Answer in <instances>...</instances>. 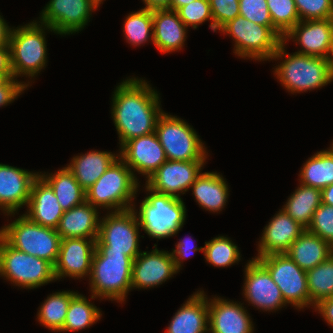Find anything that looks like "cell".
<instances>
[{"mask_svg":"<svg viewBox=\"0 0 333 333\" xmlns=\"http://www.w3.org/2000/svg\"><path fill=\"white\" fill-rule=\"evenodd\" d=\"M300 21L332 19L333 0H294Z\"/></svg>","mask_w":333,"mask_h":333,"instance_id":"obj_41","label":"cell"},{"mask_svg":"<svg viewBox=\"0 0 333 333\" xmlns=\"http://www.w3.org/2000/svg\"><path fill=\"white\" fill-rule=\"evenodd\" d=\"M273 26L284 36L300 21L294 0H266Z\"/></svg>","mask_w":333,"mask_h":333,"instance_id":"obj_38","label":"cell"},{"mask_svg":"<svg viewBox=\"0 0 333 333\" xmlns=\"http://www.w3.org/2000/svg\"><path fill=\"white\" fill-rule=\"evenodd\" d=\"M44 9L40 16L44 28L66 35L83 29L97 6L92 0H50Z\"/></svg>","mask_w":333,"mask_h":333,"instance_id":"obj_13","label":"cell"},{"mask_svg":"<svg viewBox=\"0 0 333 333\" xmlns=\"http://www.w3.org/2000/svg\"><path fill=\"white\" fill-rule=\"evenodd\" d=\"M146 190L151 194L142 201L137 216L142 230L157 239L177 234L186 218L183 200L155 192L147 186Z\"/></svg>","mask_w":333,"mask_h":333,"instance_id":"obj_6","label":"cell"},{"mask_svg":"<svg viewBox=\"0 0 333 333\" xmlns=\"http://www.w3.org/2000/svg\"><path fill=\"white\" fill-rule=\"evenodd\" d=\"M179 18L188 27L194 29L206 20H211L210 28L214 31V19L209 0H196L176 10Z\"/></svg>","mask_w":333,"mask_h":333,"instance_id":"obj_39","label":"cell"},{"mask_svg":"<svg viewBox=\"0 0 333 333\" xmlns=\"http://www.w3.org/2000/svg\"><path fill=\"white\" fill-rule=\"evenodd\" d=\"M120 158L148 179L166 160L156 133L132 138L121 146Z\"/></svg>","mask_w":333,"mask_h":333,"instance_id":"obj_18","label":"cell"},{"mask_svg":"<svg viewBox=\"0 0 333 333\" xmlns=\"http://www.w3.org/2000/svg\"><path fill=\"white\" fill-rule=\"evenodd\" d=\"M195 200L204 209L217 212L225 206L228 198V185L223 177L214 172L200 174L191 185Z\"/></svg>","mask_w":333,"mask_h":333,"instance_id":"obj_29","label":"cell"},{"mask_svg":"<svg viewBox=\"0 0 333 333\" xmlns=\"http://www.w3.org/2000/svg\"><path fill=\"white\" fill-rule=\"evenodd\" d=\"M138 227L137 212L133 208L110 213L100 221L96 250L124 253L134 260L141 253Z\"/></svg>","mask_w":333,"mask_h":333,"instance_id":"obj_10","label":"cell"},{"mask_svg":"<svg viewBox=\"0 0 333 333\" xmlns=\"http://www.w3.org/2000/svg\"><path fill=\"white\" fill-rule=\"evenodd\" d=\"M306 230L327 241L333 247V206L321 203Z\"/></svg>","mask_w":333,"mask_h":333,"instance_id":"obj_40","label":"cell"},{"mask_svg":"<svg viewBox=\"0 0 333 333\" xmlns=\"http://www.w3.org/2000/svg\"><path fill=\"white\" fill-rule=\"evenodd\" d=\"M153 44L163 53H169L183 47L187 26L176 11L169 9L152 10Z\"/></svg>","mask_w":333,"mask_h":333,"instance_id":"obj_25","label":"cell"},{"mask_svg":"<svg viewBox=\"0 0 333 333\" xmlns=\"http://www.w3.org/2000/svg\"><path fill=\"white\" fill-rule=\"evenodd\" d=\"M270 274L280 288L286 304L297 308L310 305L306 271L302 270L287 254L254 257Z\"/></svg>","mask_w":333,"mask_h":333,"instance_id":"obj_12","label":"cell"},{"mask_svg":"<svg viewBox=\"0 0 333 333\" xmlns=\"http://www.w3.org/2000/svg\"><path fill=\"white\" fill-rule=\"evenodd\" d=\"M300 182L303 185L323 189L333 184V144L331 149L317 152L303 165Z\"/></svg>","mask_w":333,"mask_h":333,"instance_id":"obj_32","label":"cell"},{"mask_svg":"<svg viewBox=\"0 0 333 333\" xmlns=\"http://www.w3.org/2000/svg\"><path fill=\"white\" fill-rule=\"evenodd\" d=\"M155 133L167 160L193 161L207 158L206 148L196 131L176 116L163 112L158 118Z\"/></svg>","mask_w":333,"mask_h":333,"instance_id":"obj_11","label":"cell"},{"mask_svg":"<svg viewBox=\"0 0 333 333\" xmlns=\"http://www.w3.org/2000/svg\"><path fill=\"white\" fill-rule=\"evenodd\" d=\"M53 189L61 208L66 211L86 201V192L73 176L72 172L64 167L51 175H40Z\"/></svg>","mask_w":333,"mask_h":333,"instance_id":"obj_30","label":"cell"},{"mask_svg":"<svg viewBox=\"0 0 333 333\" xmlns=\"http://www.w3.org/2000/svg\"><path fill=\"white\" fill-rule=\"evenodd\" d=\"M103 0H92V2L98 7Z\"/></svg>","mask_w":333,"mask_h":333,"instance_id":"obj_54","label":"cell"},{"mask_svg":"<svg viewBox=\"0 0 333 333\" xmlns=\"http://www.w3.org/2000/svg\"><path fill=\"white\" fill-rule=\"evenodd\" d=\"M319 311L330 326H333V297L323 299L314 308Z\"/></svg>","mask_w":333,"mask_h":333,"instance_id":"obj_47","label":"cell"},{"mask_svg":"<svg viewBox=\"0 0 333 333\" xmlns=\"http://www.w3.org/2000/svg\"><path fill=\"white\" fill-rule=\"evenodd\" d=\"M239 16L263 26H273L266 0H239Z\"/></svg>","mask_w":333,"mask_h":333,"instance_id":"obj_42","label":"cell"},{"mask_svg":"<svg viewBox=\"0 0 333 333\" xmlns=\"http://www.w3.org/2000/svg\"><path fill=\"white\" fill-rule=\"evenodd\" d=\"M208 301L209 331L212 333H253V324L242 304L226 299Z\"/></svg>","mask_w":333,"mask_h":333,"instance_id":"obj_22","label":"cell"},{"mask_svg":"<svg viewBox=\"0 0 333 333\" xmlns=\"http://www.w3.org/2000/svg\"><path fill=\"white\" fill-rule=\"evenodd\" d=\"M97 214V208L85 201L81 205L64 211L56 231L61 239H97L100 227V219Z\"/></svg>","mask_w":333,"mask_h":333,"instance_id":"obj_24","label":"cell"},{"mask_svg":"<svg viewBox=\"0 0 333 333\" xmlns=\"http://www.w3.org/2000/svg\"><path fill=\"white\" fill-rule=\"evenodd\" d=\"M310 305L333 297V254L321 264L306 271Z\"/></svg>","mask_w":333,"mask_h":333,"instance_id":"obj_34","label":"cell"},{"mask_svg":"<svg viewBox=\"0 0 333 333\" xmlns=\"http://www.w3.org/2000/svg\"><path fill=\"white\" fill-rule=\"evenodd\" d=\"M28 87V84L18 82L15 78L7 79L0 86V106L7 105L16 99L19 94Z\"/></svg>","mask_w":333,"mask_h":333,"instance_id":"obj_44","label":"cell"},{"mask_svg":"<svg viewBox=\"0 0 333 333\" xmlns=\"http://www.w3.org/2000/svg\"><path fill=\"white\" fill-rule=\"evenodd\" d=\"M321 199L323 204L333 206V184L321 190Z\"/></svg>","mask_w":333,"mask_h":333,"instance_id":"obj_50","label":"cell"},{"mask_svg":"<svg viewBox=\"0 0 333 333\" xmlns=\"http://www.w3.org/2000/svg\"><path fill=\"white\" fill-rule=\"evenodd\" d=\"M245 277L244 295L249 303L266 311L277 310L286 305L280 288L256 259L247 263Z\"/></svg>","mask_w":333,"mask_h":333,"instance_id":"obj_17","label":"cell"},{"mask_svg":"<svg viewBox=\"0 0 333 333\" xmlns=\"http://www.w3.org/2000/svg\"><path fill=\"white\" fill-rule=\"evenodd\" d=\"M192 1L196 0H171L170 5H169V10L176 11L178 8L185 6Z\"/></svg>","mask_w":333,"mask_h":333,"instance_id":"obj_51","label":"cell"},{"mask_svg":"<svg viewBox=\"0 0 333 333\" xmlns=\"http://www.w3.org/2000/svg\"><path fill=\"white\" fill-rule=\"evenodd\" d=\"M107 151H90L85 155L73 157L67 168L72 172L80 186L89 189L118 158Z\"/></svg>","mask_w":333,"mask_h":333,"instance_id":"obj_28","label":"cell"},{"mask_svg":"<svg viewBox=\"0 0 333 333\" xmlns=\"http://www.w3.org/2000/svg\"><path fill=\"white\" fill-rule=\"evenodd\" d=\"M101 311L86 297L76 293L70 301L66 320L61 331H79L90 327L101 317Z\"/></svg>","mask_w":333,"mask_h":333,"instance_id":"obj_35","label":"cell"},{"mask_svg":"<svg viewBox=\"0 0 333 333\" xmlns=\"http://www.w3.org/2000/svg\"><path fill=\"white\" fill-rule=\"evenodd\" d=\"M328 62H329L330 72L333 76V43H332L331 53H330V56L328 58Z\"/></svg>","mask_w":333,"mask_h":333,"instance_id":"obj_52","label":"cell"},{"mask_svg":"<svg viewBox=\"0 0 333 333\" xmlns=\"http://www.w3.org/2000/svg\"><path fill=\"white\" fill-rule=\"evenodd\" d=\"M0 75H4L7 79L14 78L9 46H0Z\"/></svg>","mask_w":333,"mask_h":333,"instance_id":"obj_46","label":"cell"},{"mask_svg":"<svg viewBox=\"0 0 333 333\" xmlns=\"http://www.w3.org/2000/svg\"><path fill=\"white\" fill-rule=\"evenodd\" d=\"M174 260L168 251L141 252L132 264L131 288H150L162 284L177 273Z\"/></svg>","mask_w":333,"mask_h":333,"instance_id":"obj_19","label":"cell"},{"mask_svg":"<svg viewBox=\"0 0 333 333\" xmlns=\"http://www.w3.org/2000/svg\"><path fill=\"white\" fill-rule=\"evenodd\" d=\"M95 249L96 239H61L58 258L54 265L55 279L58 280L65 275L72 278H81L85 275L90 276Z\"/></svg>","mask_w":333,"mask_h":333,"instance_id":"obj_15","label":"cell"},{"mask_svg":"<svg viewBox=\"0 0 333 333\" xmlns=\"http://www.w3.org/2000/svg\"><path fill=\"white\" fill-rule=\"evenodd\" d=\"M305 230L304 226L290 217L283 209L280 210L265 226L257 257L286 253Z\"/></svg>","mask_w":333,"mask_h":333,"instance_id":"obj_21","label":"cell"},{"mask_svg":"<svg viewBox=\"0 0 333 333\" xmlns=\"http://www.w3.org/2000/svg\"><path fill=\"white\" fill-rule=\"evenodd\" d=\"M219 30L234 38L237 56L260 61L271 59L283 39L274 26L256 24L242 16L228 21Z\"/></svg>","mask_w":333,"mask_h":333,"instance_id":"obj_7","label":"cell"},{"mask_svg":"<svg viewBox=\"0 0 333 333\" xmlns=\"http://www.w3.org/2000/svg\"><path fill=\"white\" fill-rule=\"evenodd\" d=\"M284 46L282 41L271 59L287 55L288 58L278 65L274 74L291 93L321 88L333 80L327 58L297 52L289 55L285 53Z\"/></svg>","mask_w":333,"mask_h":333,"instance_id":"obj_2","label":"cell"},{"mask_svg":"<svg viewBox=\"0 0 333 333\" xmlns=\"http://www.w3.org/2000/svg\"><path fill=\"white\" fill-rule=\"evenodd\" d=\"M43 24L37 22L13 29L10 36L11 68L14 78L34 77L46 64V41Z\"/></svg>","mask_w":333,"mask_h":333,"instance_id":"obj_9","label":"cell"},{"mask_svg":"<svg viewBox=\"0 0 333 333\" xmlns=\"http://www.w3.org/2000/svg\"><path fill=\"white\" fill-rule=\"evenodd\" d=\"M0 275L29 289L56 280L54 266L50 262L13 248L1 236Z\"/></svg>","mask_w":333,"mask_h":333,"instance_id":"obj_8","label":"cell"},{"mask_svg":"<svg viewBox=\"0 0 333 333\" xmlns=\"http://www.w3.org/2000/svg\"><path fill=\"white\" fill-rule=\"evenodd\" d=\"M204 248H197L192 245V240L190 238L183 239L179 241L176 245V249L173 250L172 257L174 260V264L176 269L179 271L181 267V260L183 261L186 257L190 256L191 252L195 251H203Z\"/></svg>","mask_w":333,"mask_h":333,"instance_id":"obj_45","label":"cell"},{"mask_svg":"<svg viewBox=\"0 0 333 333\" xmlns=\"http://www.w3.org/2000/svg\"><path fill=\"white\" fill-rule=\"evenodd\" d=\"M76 294L73 291L56 292L48 296L38 312L40 323L52 331L61 332L71 298Z\"/></svg>","mask_w":333,"mask_h":333,"instance_id":"obj_33","label":"cell"},{"mask_svg":"<svg viewBox=\"0 0 333 333\" xmlns=\"http://www.w3.org/2000/svg\"><path fill=\"white\" fill-rule=\"evenodd\" d=\"M7 80L4 75H0V86Z\"/></svg>","mask_w":333,"mask_h":333,"instance_id":"obj_53","label":"cell"},{"mask_svg":"<svg viewBox=\"0 0 333 333\" xmlns=\"http://www.w3.org/2000/svg\"><path fill=\"white\" fill-rule=\"evenodd\" d=\"M133 260L124 253L98 252L96 249L91 265V298H109L125 301L131 288Z\"/></svg>","mask_w":333,"mask_h":333,"instance_id":"obj_3","label":"cell"},{"mask_svg":"<svg viewBox=\"0 0 333 333\" xmlns=\"http://www.w3.org/2000/svg\"><path fill=\"white\" fill-rule=\"evenodd\" d=\"M204 161L166 160L148 177L146 186L155 192L180 198V192L188 191L201 174Z\"/></svg>","mask_w":333,"mask_h":333,"instance_id":"obj_14","label":"cell"},{"mask_svg":"<svg viewBox=\"0 0 333 333\" xmlns=\"http://www.w3.org/2000/svg\"><path fill=\"white\" fill-rule=\"evenodd\" d=\"M27 207L29 209L28 213L24 215L31 221L54 229L58 227L64 213L53 189L40 174L32 184Z\"/></svg>","mask_w":333,"mask_h":333,"instance_id":"obj_23","label":"cell"},{"mask_svg":"<svg viewBox=\"0 0 333 333\" xmlns=\"http://www.w3.org/2000/svg\"><path fill=\"white\" fill-rule=\"evenodd\" d=\"M191 296L176 312L166 333H205L209 331L208 300L203 293Z\"/></svg>","mask_w":333,"mask_h":333,"instance_id":"obj_26","label":"cell"},{"mask_svg":"<svg viewBox=\"0 0 333 333\" xmlns=\"http://www.w3.org/2000/svg\"><path fill=\"white\" fill-rule=\"evenodd\" d=\"M137 178L119 157L86 192V201L93 207L115 208L114 212L132 209L130 202L136 195Z\"/></svg>","mask_w":333,"mask_h":333,"instance_id":"obj_4","label":"cell"},{"mask_svg":"<svg viewBox=\"0 0 333 333\" xmlns=\"http://www.w3.org/2000/svg\"><path fill=\"white\" fill-rule=\"evenodd\" d=\"M1 17L2 16H0V46H9L12 30Z\"/></svg>","mask_w":333,"mask_h":333,"instance_id":"obj_48","label":"cell"},{"mask_svg":"<svg viewBox=\"0 0 333 333\" xmlns=\"http://www.w3.org/2000/svg\"><path fill=\"white\" fill-rule=\"evenodd\" d=\"M113 96L112 118L121 146L132 138L155 132L163 112L157 92L145 80L129 78L117 86Z\"/></svg>","mask_w":333,"mask_h":333,"instance_id":"obj_1","label":"cell"},{"mask_svg":"<svg viewBox=\"0 0 333 333\" xmlns=\"http://www.w3.org/2000/svg\"><path fill=\"white\" fill-rule=\"evenodd\" d=\"M38 173L0 164V207L8 215L28 204L31 187Z\"/></svg>","mask_w":333,"mask_h":333,"instance_id":"obj_20","label":"cell"},{"mask_svg":"<svg viewBox=\"0 0 333 333\" xmlns=\"http://www.w3.org/2000/svg\"><path fill=\"white\" fill-rule=\"evenodd\" d=\"M146 7L145 9L155 10V9H169L171 0H143Z\"/></svg>","mask_w":333,"mask_h":333,"instance_id":"obj_49","label":"cell"},{"mask_svg":"<svg viewBox=\"0 0 333 333\" xmlns=\"http://www.w3.org/2000/svg\"><path fill=\"white\" fill-rule=\"evenodd\" d=\"M0 236L13 248L55 265L61 237L56 229L41 226L23 215L0 230Z\"/></svg>","mask_w":333,"mask_h":333,"instance_id":"obj_5","label":"cell"},{"mask_svg":"<svg viewBox=\"0 0 333 333\" xmlns=\"http://www.w3.org/2000/svg\"><path fill=\"white\" fill-rule=\"evenodd\" d=\"M285 254L302 270L308 271L332 255L333 247L319 236L305 230Z\"/></svg>","mask_w":333,"mask_h":333,"instance_id":"obj_27","label":"cell"},{"mask_svg":"<svg viewBox=\"0 0 333 333\" xmlns=\"http://www.w3.org/2000/svg\"><path fill=\"white\" fill-rule=\"evenodd\" d=\"M203 248L206 260L216 267H227L240 260L237 246L224 236L205 242V247Z\"/></svg>","mask_w":333,"mask_h":333,"instance_id":"obj_37","label":"cell"},{"mask_svg":"<svg viewBox=\"0 0 333 333\" xmlns=\"http://www.w3.org/2000/svg\"><path fill=\"white\" fill-rule=\"evenodd\" d=\"M124 32L127 41L133 46L146 42L149 37L153 41L152 10L142 8L129 14L124 22Z\"/></svg>","mask_w":333,"mask_h":333,"instance_id":"obj_36","label":"cell"},{"mask_svg":"<svg viewBox=\"0 0 333 333\" xmlns=\"http://www.w3.org/2000/svg\"><path fill=\"white\" fill-rule=\"evenodd\" d=\"M288 38L296 39L294 41L302 46L297 53L328 59L333 43V18L299 21L282 41L286 42Z\"/></svg>","mask_w":333,"mask_h":333,"instance_id":"obj_16","label":"cell"},{"mask_svg":"<svg viewBox=\"0 0 333 333\" xmlns=\"http://www.w3.org/2000/svg\"><path fill=\"white\" fill-rule=\"evenodd\" d=\"M214 19V32L239 16V0H209Z\"/></svg>","mask_w":333,"mask_h":333,"instance_id":"obj_43","label":"cell"},{"mask_svg":"<svg viewBox=\"0 0 333 333\" xmlns=\"http://www.w3.org/2000/svg\"><path fill=\"white\" fill-rule=\"evenodd\" d=\"M321 203V189L301 184L282 209L307 229Z\"/></svg>","mask_w":333,"mask_h":333,"instance_id":"obj_31","label":"cell"}]
</instances>
